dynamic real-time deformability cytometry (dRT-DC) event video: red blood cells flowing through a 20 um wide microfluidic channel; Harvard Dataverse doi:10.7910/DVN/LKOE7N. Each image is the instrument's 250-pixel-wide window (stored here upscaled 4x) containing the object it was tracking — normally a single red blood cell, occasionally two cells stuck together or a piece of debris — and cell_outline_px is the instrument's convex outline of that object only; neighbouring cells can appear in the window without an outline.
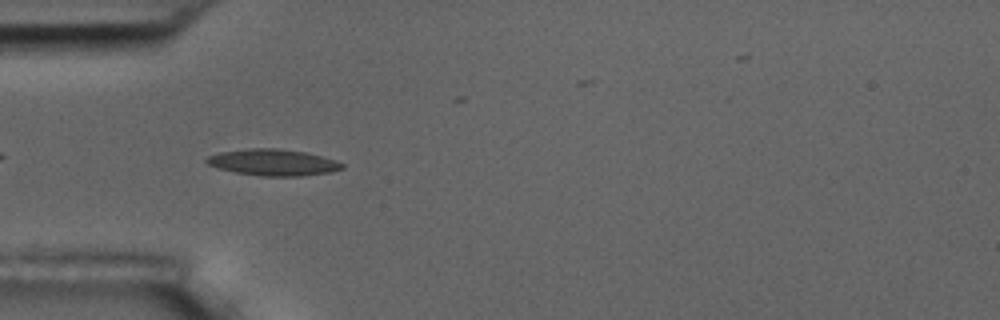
{"species": "common noctule bat (a hibernating species)", "species_latin": "Nyctalus noctula", "temperature_condition": "room temperature", "stored_images_in_passage": 8, "camera_frame_rate_fps": 3000, "um_per_image_px": 0.085, "animal": {"sex": "male", "body_mass_g": 17.5, "forearm_length_mm": 52.3}, "frame": {"image": 1, "passage_image": 5, "time_ms": 4.333, "image_size_px": [1000, 320], "cell_outline_px": [[344, 168], [328, 172], [300, 176], [260, 176], [236, 172], [220, 168], [208, 164], [204, 160], [208, 156], [220, 152], [248, 148], [276, 148], [304, 152], [320, 156], [344, 164]], "centroid_in_image_um": [23.17, 13.8], "position_along_channel_um": 61.8, "area_um2": 20.52}}
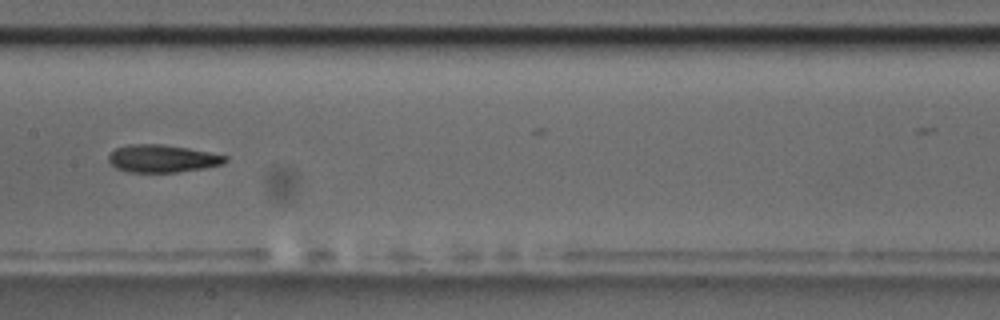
{"frame": {"image": 2, "passage_image": 8, "time_ms": 8.0, "image_size_px": [1000, 320], "cell_outline_px": [[228, 160], [224, 164], [204, 168], [176, 172], [128, 172], [116, 168], [108, 160], [108, 156], [116, 148], [128, 144], [164, 144], [188, 148], [228, 156]], "centroid_in_image_um": [13.81, 13.47], "position_along_channel_um": 193.6, "area_um2": 18.79}}